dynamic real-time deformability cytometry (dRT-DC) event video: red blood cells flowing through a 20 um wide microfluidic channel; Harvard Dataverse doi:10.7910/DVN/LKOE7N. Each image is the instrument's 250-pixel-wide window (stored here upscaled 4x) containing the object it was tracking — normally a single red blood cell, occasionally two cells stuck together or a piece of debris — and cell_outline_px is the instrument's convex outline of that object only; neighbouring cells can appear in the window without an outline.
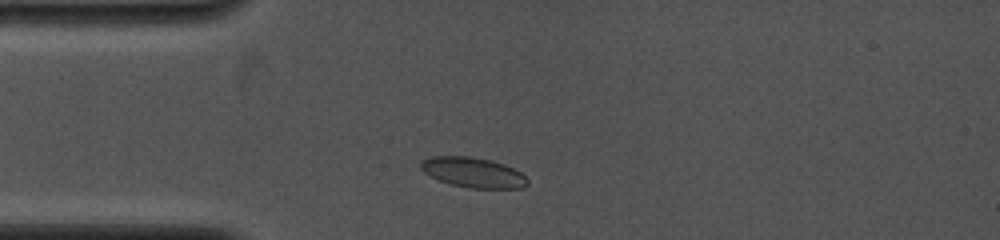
{"species": "common noctule bat (a hibernating species)", "species_latin": "Nyctalus noctula", "temperature_condition": "cold", "stored_images_in_passage": 3, "camera_frame_rate_fps": 4000, "um_per_image_px": 0.085, "animal": {"sex": "female", "body_mass_g": 19.0, "forearm_length_mm": 53.3}, "frame": {"image": 1, "passage_image": 1, "time_ms": 0.0, "image_size_px": [1000, 240], "cell_outline_px": [[528, 184], [524, 188], [468, 188], [452, 184], [440, 180], [424, 172], [420, 168], [420, 160], [432, 156], [472, 156], [504, 164], [520, 172], [528, 180]], "centroid_in_image_um": [40.2, 14.65], "position_along_channel_um": 44.8, "area_um2": 18.61}}
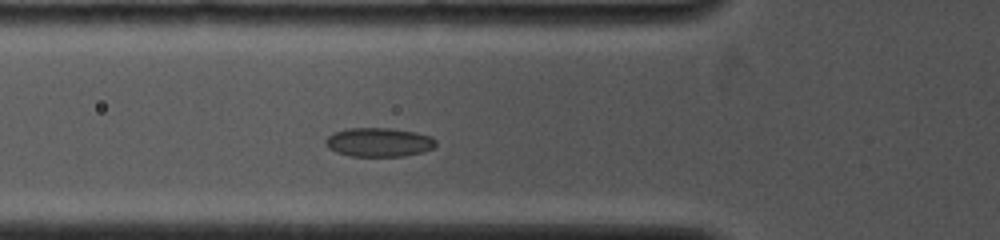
{"frame": {"image": 2, "passage_image": 3, "time_ms": 1.5, "image_size_px": [1000, 240], "cell_outline_px": [[436, 144], [432, 148], [420, 152], [404, 156], [348, 156], [336, 152], [328, 148], [324, 144], [324, 140], [332, 132], [348, 128], [392, 128], [416, 132], [432, 136], [436, 140]], "centroid_in_image_um": [32.16, 12.08], "position_along_channel_um": 93.6, "area_um2": 18.79}}